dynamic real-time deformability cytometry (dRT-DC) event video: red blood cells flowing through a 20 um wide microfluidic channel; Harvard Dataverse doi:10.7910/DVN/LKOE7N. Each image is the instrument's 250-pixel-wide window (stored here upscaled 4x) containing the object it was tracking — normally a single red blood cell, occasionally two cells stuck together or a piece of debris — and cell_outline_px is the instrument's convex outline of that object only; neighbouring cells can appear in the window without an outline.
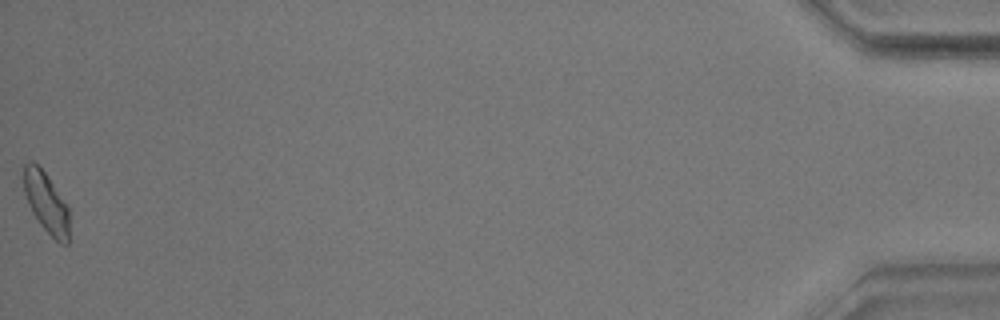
{"species": "common noctule bat (a hibernating species)", "species_latin": "Nyctalus noctula", "temperature_condition": "warm", "stored_images_in_passage": 43, "camera_frame_rate_fps": 3000, "um_per_image_px": 0.085, "animal": {"sex": "male", "body_mass_g": 17.9}, "frame": {"image": 1, "passage_image": 43, "time_ms": 14.0, "image_size_px": [1000, 320], "cell_outline_px": [[68, 244], [60, 244], [40, 224], [32, 212], [28, 204], [24, 192], [24, 164], [28, 160], [32, 160], [44, 172], [68, 204]], "centroid_in_image_um": [3.92, 17.2], "position_along_channel_um": 431.3, "area_um2": 15.95}, "authors_computed_cell_mechanics": {"area_um2": 16.0106, "velocity_mm_per_s": 3.5657, "shape_relaxation_time_tau1_ms": 6.1007, "shape_relaxation_time_tau2_ms": 1.4697, "deformation_change_tau1": 0.1395, "deformation_change_tau2": 0.0676}}